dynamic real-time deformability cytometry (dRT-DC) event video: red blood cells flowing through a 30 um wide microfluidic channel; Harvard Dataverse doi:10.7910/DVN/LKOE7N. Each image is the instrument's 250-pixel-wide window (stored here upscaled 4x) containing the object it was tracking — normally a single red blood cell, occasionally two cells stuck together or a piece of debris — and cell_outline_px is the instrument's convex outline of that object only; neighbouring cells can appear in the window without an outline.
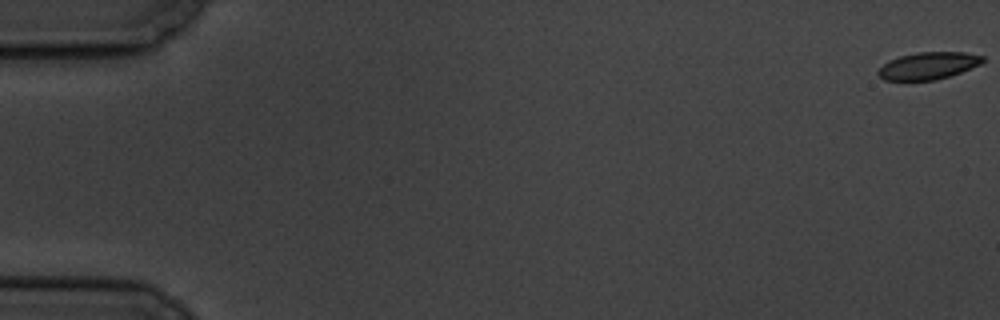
{"species": "common noctule bat (a hibernating species)", "species_latin": "Nyctalus noctula", "temperature_condition": "cold", "stored_images_in_passage": 6, "camera_frame_rate_fps": 3000, "um_per_image_px": 0.085, "animal": {"sex": "male", "body_mass_g": 19.5, "forearm_length_mm": 54.6}, "frame": {"image": 1, "passage_image": 1, "time_ms": 0.0, "image_size_px": [1000, 320], "cell_outline_px": [[984, 60], [980, 64], [960, 72], [936, 80], [884, 80], [876, 72], [888, 60], [900, 56], [916, 52], [964, 52], [984, 56]], "centroid_in_image_um": [78.89, 5.58], "position_along_channel_um": 6.1, "area_um2": 16.42}}